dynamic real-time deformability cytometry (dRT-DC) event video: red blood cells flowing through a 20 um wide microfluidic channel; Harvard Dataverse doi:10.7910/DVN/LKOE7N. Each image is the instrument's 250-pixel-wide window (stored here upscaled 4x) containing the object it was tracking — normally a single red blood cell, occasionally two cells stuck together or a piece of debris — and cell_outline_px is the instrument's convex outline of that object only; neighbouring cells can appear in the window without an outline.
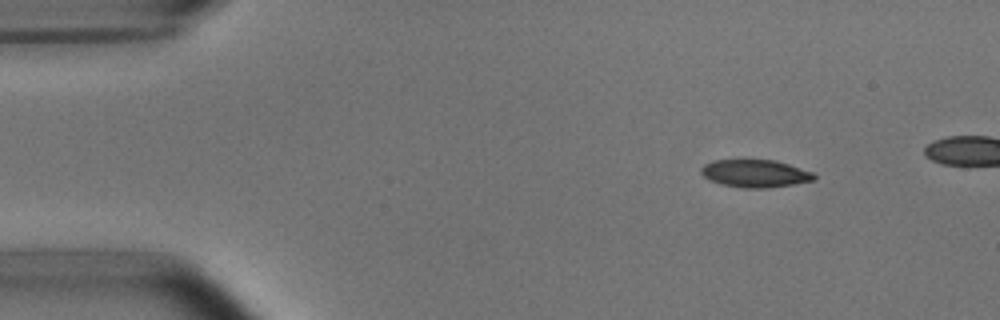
{"species": "common noctule bat (a hibernating species)", "species_latin": "Nyctalus noctula", "temperature_condition": "room temperature", "stored_images_in_passage": 42, "camera_frame_rate_fps": 3000, "um_per_image_px": 0.085, "animal": {"sex": "male", "body_mass_g": 15.6}, "frame": {"image": 1, "passage_image": 1, "time_ms": 0.0, "image_size_px": [1000, 320], "cell_outline_px": [[816, 176], [812, 180], [792, 184], [768, 188], [744, 188], [724, 184], [712, 180], [704, 176], [700, 172], [700, 168], [704, 164], [712, 160], [776, 160], [812, 172]], "centroid_in_image_um": [64.16, 14.73], "position_along_channel_um": 20.8, "area_um2": 17.92}}
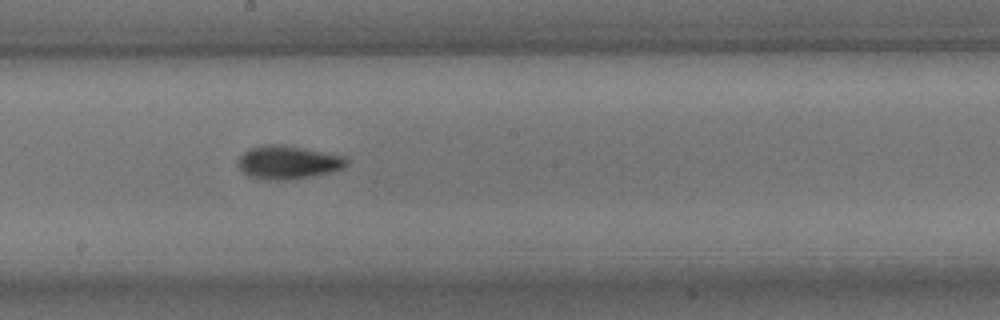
{"frame": {"image": 2, "passage_image": 23, "time_ms": 7.333, "image_size_px": [1000, 320], "cell_outline_px": [[348, 164], [344, 168], [332, 172], [312, 176], [284, 180], [264, 180], [248, 176], [240, 168], [240, 156], [248, 148], [268, 144], [276, 144], [300, 148], [344, 156], [348, 160]], "centroid_in_image_um": [24.49, 13.81], "position_along_channel_um": 223.7, "area_um2": 20.81}}
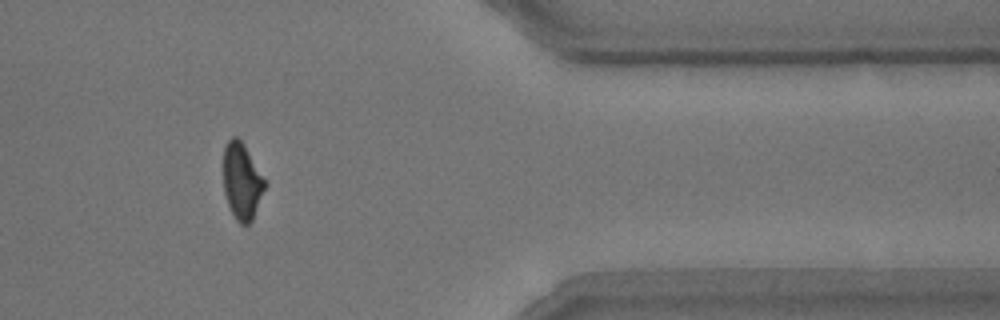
{"frame": {"image": 3, "passage_image": 38, "time_ms": 12.333, "image_size_px": [1000, 320], "cell_outline_px": [[268, 184], [252, 220], [248, 224], [240, 224], [236, 220], [228, 204], [224, 192], [224, 148], [228, 140], [232, 136], [236, 136], [244, 144]], "centroid_in_image_um": [20.58, 15.41], "position_along_channel_um": 390.8, "area_um2": 18.5}}